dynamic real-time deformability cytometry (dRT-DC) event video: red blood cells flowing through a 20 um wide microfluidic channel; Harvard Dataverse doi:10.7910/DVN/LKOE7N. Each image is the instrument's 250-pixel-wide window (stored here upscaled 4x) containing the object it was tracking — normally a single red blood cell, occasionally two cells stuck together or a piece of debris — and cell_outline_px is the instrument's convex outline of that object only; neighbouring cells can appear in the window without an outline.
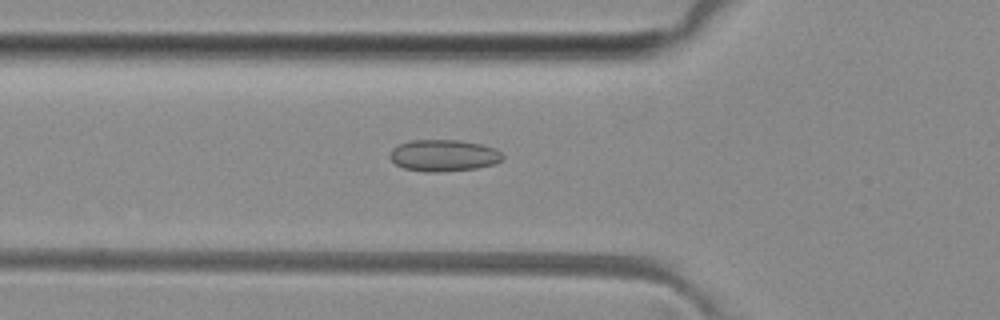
{"species": "common noctule bat (a hibernating species)", "species_latin": "Nyctalus noctula", "temperature_condition": "room temperature", "stored_images_in_passage": 20, "camera_frame_rate_fps": 3000, "um_per_image_px": 0.085, "animal": {"sex": "female", "body_mass_g": 29.2, "forearm_length_mm": 56.3}, "frame": {"image": 1, "passage_image": 3, "time_ms": 0.667, "image_size_px": [1000, 320], "cell_outline_px": [[504, 156], [500, 160], [492, 164], [476, 168], [440, 172], [424, 172], [404, 168], [396, 164], [388, 156], [392, 148], [400, 144], [412, 140], [456, 140], [480, 144], [496, 148]], "centroid_in_image_um": [37.68, 13.22], "position_along_channel_um": 88.1, "area_um2": 20.69}}
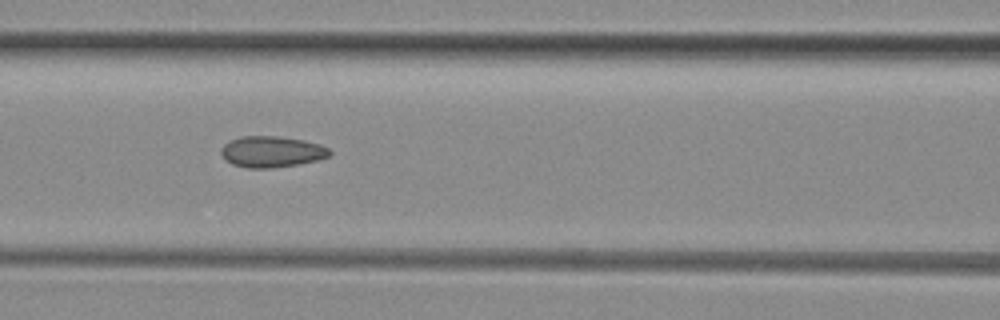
{"frame": {"image": 2, "passage_image": 7, "time_ms": 2.0, "image_size_px": [1000, 320], "cell_outline_px": [[332, 152], [328, 156], [316, 160], [296, 164], [272, 168], [248, 168], [232, 164], [224, 160], [220, 152], [220, 148], [224, 144], [240, 136], [276, 136], [304, 140], [320, 144], [328, 148]], "centroid_in_image_um": [23.05, 12.89], "position_along_channel_um": 143.5, "area_um2": 19.65}}